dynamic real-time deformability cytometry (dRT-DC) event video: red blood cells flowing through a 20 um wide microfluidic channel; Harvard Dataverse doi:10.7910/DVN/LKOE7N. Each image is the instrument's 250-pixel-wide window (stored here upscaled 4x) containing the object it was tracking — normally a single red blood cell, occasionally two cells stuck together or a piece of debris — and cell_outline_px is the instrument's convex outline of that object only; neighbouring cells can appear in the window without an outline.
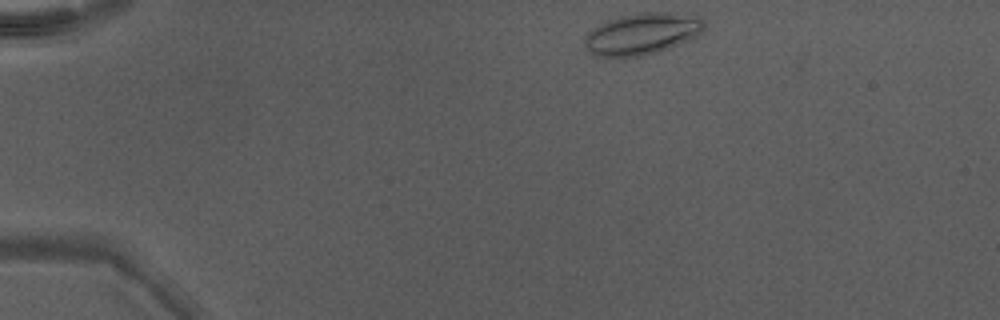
{"species": "Egyptian fruit bat (a non-hibernating species)", "species_latin": "Rousettus aegyptiacus", "temperature_condition": "warm", "stored_images_in_passage": 40, "camera_frame_rate_fps": 3000, "um_per_image_px": 0.085, "animal": {"sex": "male"}, "frame": {"image": 1, "passage_image": 1, "time_ms": 0.0, "image_size_px": [1000, 320], "cell_outline_px": [[704, 28], [696, 36], [688, 40], [668, 48], [644, 56], [596, 56], [588, 52], [584, 48], [584, 36], [592, 28], [608, 20], [620, 16], [648, 12], [668, 12], [700, 16], [704, 20]], "centroid_in_image_um": [54.55, 2.87], "position_along_channel_um": 30.5, "area_um2": 28.9}}
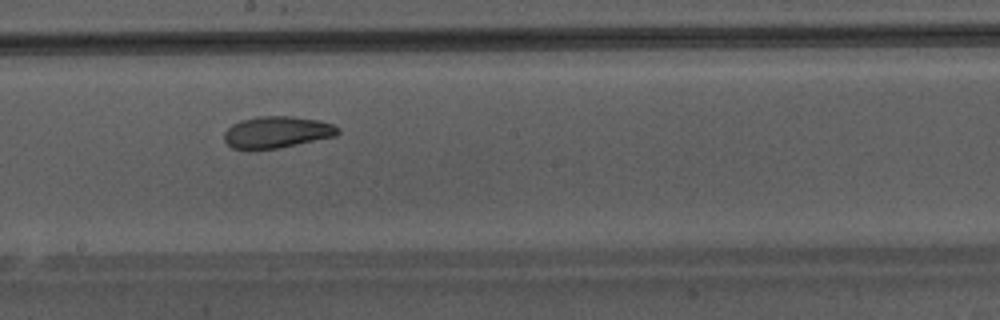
{"frame": {"image": 2, "passage_image": 20, "time_ms": 6.333, "image_size_px": [1000, 320], "cell_outline_px": [[340, 132], [336, 136], [276, 148], [232, 148], [224, 140], [224, 132], [232, 124], [240, 120], [256, 116], [292, 116], [320, 120], [332, 124], [340, 128]], "centroid_in_image_um": [23.55, 11.2], "position_along_channel_um": 224.6, "area_um2": 20.81}}
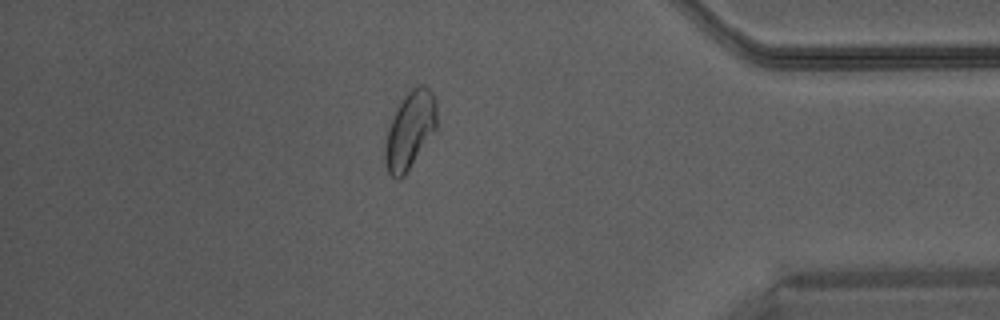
{"frame": {"image": 3, "passage_image": 34, "time_ms": 11.0, "image_size_px": [1000, 320], "cell_outline_px": [[436, 128], [404, 176], [400, 180], [392, 176], [388, 172], [384, 160], [384, 148], [388, 128], [404, 96], [412, 88], [420, 84], [424, 84], [432, 92], [436, 100]], "centroid_in_image_um": [34.84, 11.06], "position_along_channel_um": 400.4, "area_um2": 22.89}}